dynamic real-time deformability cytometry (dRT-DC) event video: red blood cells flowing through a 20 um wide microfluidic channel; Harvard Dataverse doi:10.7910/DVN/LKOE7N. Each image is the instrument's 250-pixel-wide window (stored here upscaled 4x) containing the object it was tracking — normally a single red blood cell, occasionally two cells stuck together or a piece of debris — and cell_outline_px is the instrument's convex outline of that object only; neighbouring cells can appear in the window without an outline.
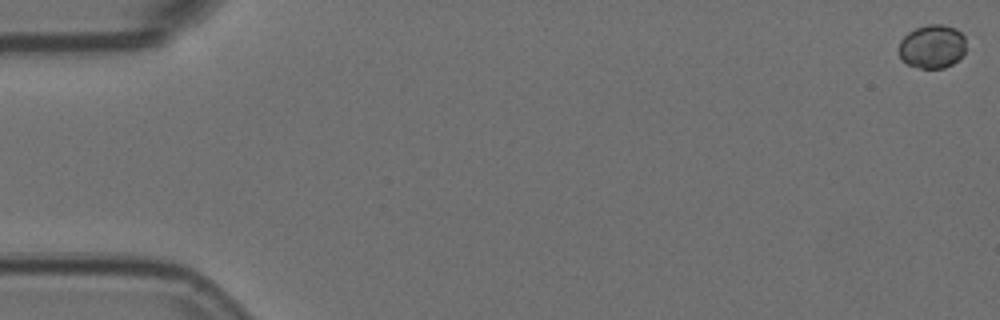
{"species": "Egyptian fruit bat (a non-hibernating species)", "species_latin": "Rousettus aegyptiacus", "temperature_condition": "room temperature", "stored_images_in_passage": 7, "segment_of_instrument_passage": [1, 2], "camera_frame_rate_fps": 3000, "um_per_image_px": 0.085, "animal": {"sex": "female"}, "frame": {"image": 1, "passage_image": 1, "time_ms": 0.0, "image_size_px": [1000, 320], "cell_outline_px": [[964, 52], [952, 64], [944, 68], [920, 68], [908, 64], [900, 60], [900, 40], [908, 32], [916, 28], [928, 24], [940, 24], [956, 28], [964, 36]], "centroid_in_image_um": [79.22, 3.95], "position_along_channel_um": 5.8, "area_um2": 16.94}}
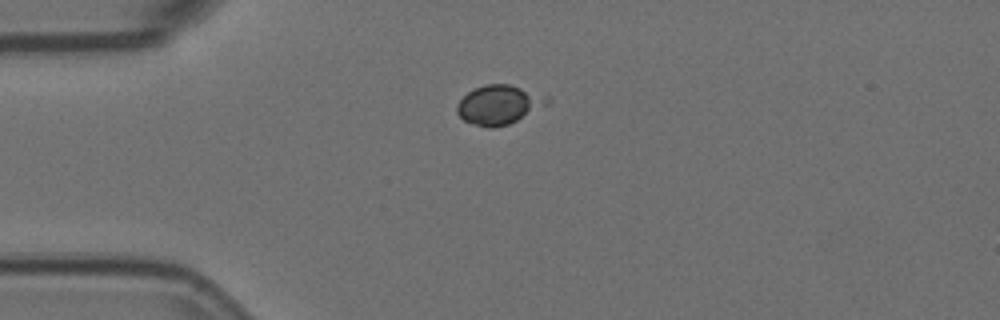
{"frame": {"image": 2, "passage_image": 5, "time_ms": 1.333, "image_size_px": [1000, 320], "cell_outline_px": [[552, 100], [548, 104], [508, 124], [492, 128], [488, 128], [472, 124], [464, 120], [456, 112], [456, 104], [468, 92], [484, 84], [508, 84], [548, 96]], "centroid_in_image_um": [42.4, 8.9], "position_along_channel_um": 42.6, "area_um2": 20.4}}